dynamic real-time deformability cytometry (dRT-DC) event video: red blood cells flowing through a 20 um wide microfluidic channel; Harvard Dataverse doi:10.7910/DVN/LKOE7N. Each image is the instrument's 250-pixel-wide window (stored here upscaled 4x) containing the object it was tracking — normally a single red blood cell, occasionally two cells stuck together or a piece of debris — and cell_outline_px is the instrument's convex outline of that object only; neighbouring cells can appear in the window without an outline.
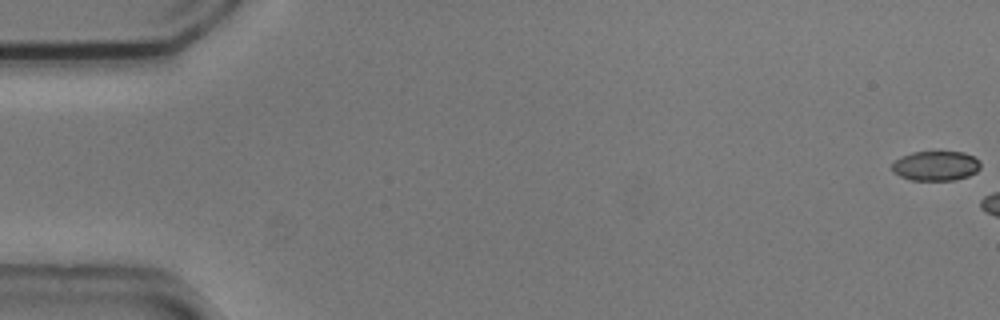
{"species": "common noctule bat (a hibernating species)", "species_latin": "Nyctalus noctula", "temperature_condition": "cold", "stored_images_in_passage": 6, "camera_frame_rate_fps": 3000, "um_per_image_px": 0.085, "animal": {"sex": "male", "body_mass_g": 20.5, "forearm_length_mm": 52.5}, "frame": {"image": 1, "passage_image": 1, "time_ms": 0.0, "image_size_px": [1000, 320], "cell_outline_px": [[980, 168], [976, 172], [968, 176], [952, 180], [912, 180], [900, 176], [892, 172], [892, 164], [900, 156], [912, 152], [964, 152], [980, 160]], "centroid_in_image_um": [79.53, 14.09], "position_along_channel_um": 5.5, "area_um2": 15.32}}